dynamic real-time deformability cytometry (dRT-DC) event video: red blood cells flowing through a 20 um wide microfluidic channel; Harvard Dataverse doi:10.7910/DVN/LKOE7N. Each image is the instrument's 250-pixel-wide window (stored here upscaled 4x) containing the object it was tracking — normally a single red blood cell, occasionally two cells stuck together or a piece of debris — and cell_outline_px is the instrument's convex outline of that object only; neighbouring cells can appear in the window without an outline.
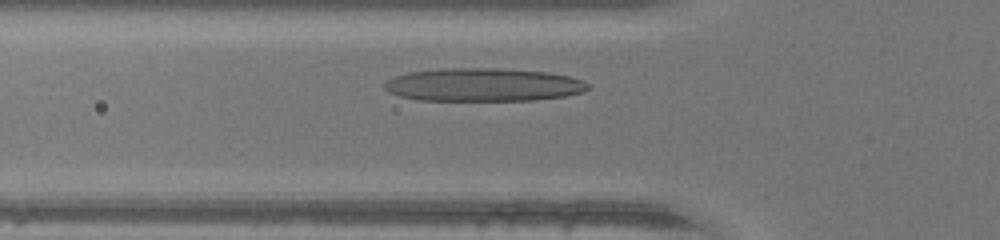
{"species": "human", "species_latin": "Homo sapiens", "temperature_condition": "warm", "stored_images_in_passage": 28, "camera_frame_rate_fps": 3000, "um_per_image_px": 0.085, "donor": {"sex": "female"}, "frame": {"image": 1, "passage_image": 7, "time_ms": 2.0, "image_size_px": [1000, 240], "cell_outline_px": [[588, 88], [584, 92], [564, 96], [536, 100], [420, 100], [400, 96], [388, 92], [384, 88], [384, 84], [388, 80], [396, 76], [408, 72], [440, 68], [500, 68], [544, 72], [568, 76], [584, 80], [588, 84]], "centroid_in_image_um": [41.07, 7.2], "position_along_channel_um": 84.7, "area_um2": 39.3}}
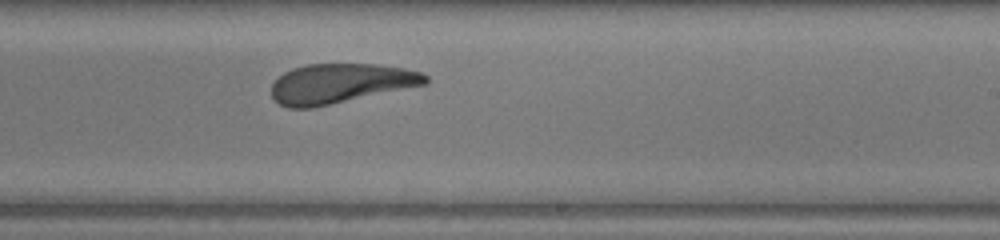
{"frame": {"image": 2, "passage_image": 19, "time_ms": 6.0, "image_size_px": [1000, 240], "cell_outline_px": [[428, 80], [424, 84], [312, 108], [288, 108], [272, 100], [272, 84], [284, 72], [292, 68], [308, 64], [376, 64], [404, 68], [420, 72], [428, 76]], "centroid_in_image_um": [28.88, 7.09], "position_along_channel_um": 260.1, "area_um2": 35.2}}
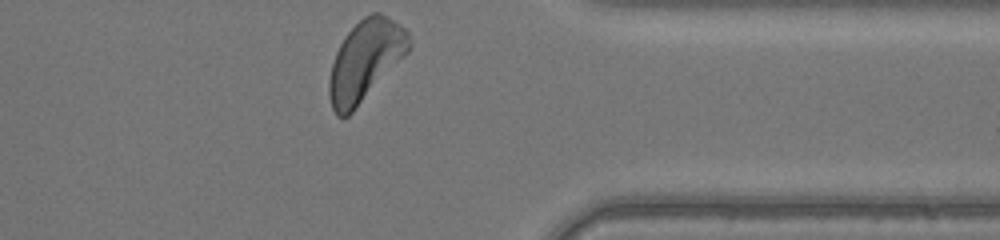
{"frame": {"image": 3, "passage_image": 28, "time_ms": 9.0, "image_size_px": [1000, 240], "cell_outline_px": [[408, 52], [352, 112], [348, 116], [336, 116], [332, 108], [328, 96], [328, 80], [332, 64], [336, 52], [344, 36], [364, 16], [372, 12], [380, 12], [388, 16], [400, 24], [408, 32]], "centroid_in_image_um": [31.02, 5.14], "position_along_channel_um": 380.4, "area_um2": 36.99}, "authors_computed_cell_mechanics": {"area_um2": 36.7608, "velocity_mm_per_s": 4.3902, "shape_relaxation_time_tau1_ms": 5.45, "shape_relaxation_time_tau2_ms": 1.2287, "deformation_change_tau1": 0.2369, "deformation_change_tau2": 0.096}}